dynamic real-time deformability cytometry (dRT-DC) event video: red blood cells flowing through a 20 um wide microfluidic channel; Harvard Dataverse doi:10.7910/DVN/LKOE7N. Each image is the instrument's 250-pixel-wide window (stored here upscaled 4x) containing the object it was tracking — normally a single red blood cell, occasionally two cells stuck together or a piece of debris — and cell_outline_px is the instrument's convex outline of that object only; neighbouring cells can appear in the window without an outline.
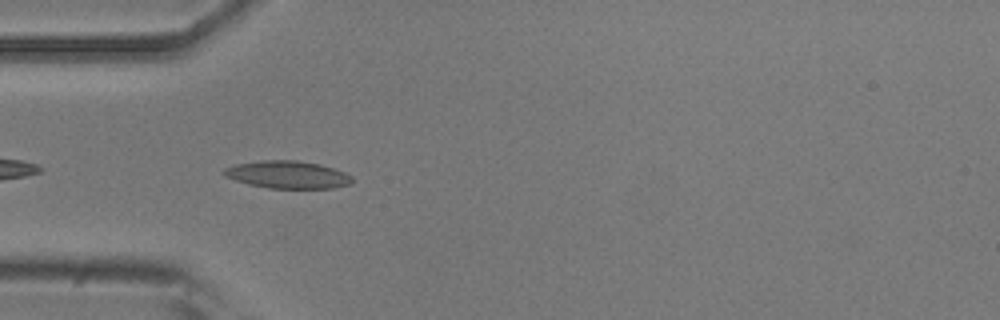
{"species": "common noctule bat (a hibernating species)", "species_latin": "Nyctalus noctula", "temperature_condition": "room temperature", "stored_images_in_passage": 39, "camera_frame_rate_fps": 3000, "um_per_image_px": 0.085, "animal": {"sex": "male", "body_mass_g": 20.5, "forearm_length_mm": 52.5}, "frame": {"image": 1, "passage_image": 3, "time_ms": 0.667, "image_size_px": [1000, 320], "cell_outline_px": [[352, 180], [348, 184], [332, 188], [268, 188], [248, 184], [224, 176], [220, 172], [224, 168], [236, 164], [260, 160], [296, 160], [320, 164], [344, 172], [352, 176]], "centroid_in_image_um": [24.39, 14.84], "position_along_channel_um": 60.6, "area_um2": 20.52}}
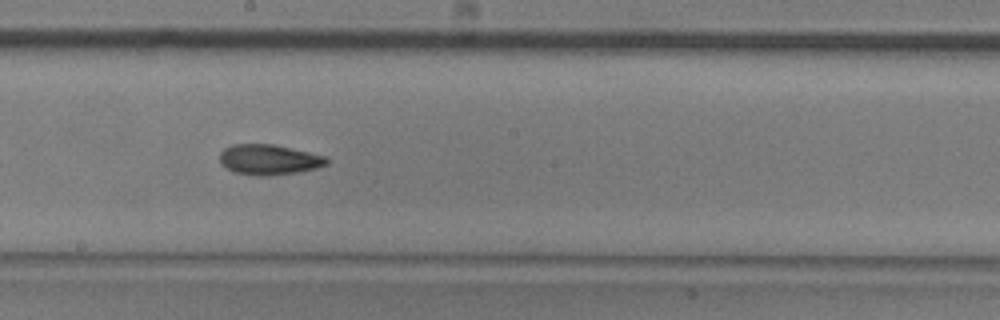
{"frame": {"image": 2, "passage_image": 16, "time_ms": 5.0, "image_size_px": [1000, 320], "cell_outline_px": [[328, 164], [316, 168], [300, 172], [268, 176], [256, 176], [236, 172], [220, 164], [220, 152], [224, 148], [232, 144], [272, 144], [328, 156]], "centroid_in_image_um": [22.88, 13.57], "position_along_channel_um": 225.3, "area_um2": 19.02}}
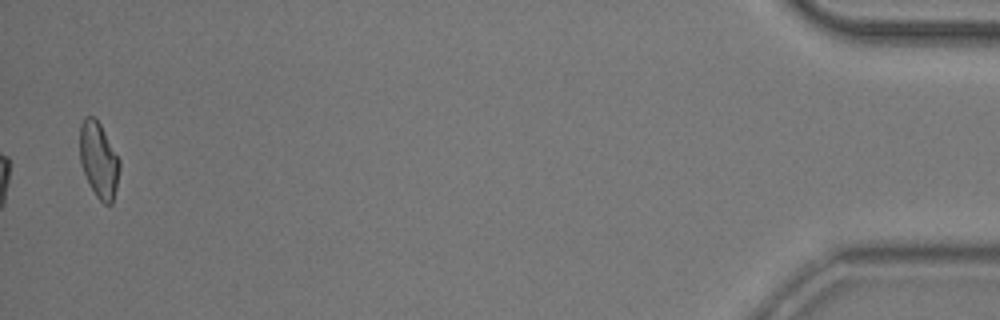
{"frame": {"image": 3, "passage_image": 39, "time_ms": 12.667, "image_size_px": [1000, 320], "cell_outline_px": [[120, 168], [116, 188], [112, 204], [104, 204], [96, 196], [88, 184], [80, 164], [80, 124], [84, 116], [96, 116], [120, 160]], "centroid_in_image_um": [8.38, 13.58], "position_along_channel_um": 426.8, "area_um2": 17.74}, "authors_computed_cell_mechanics": {"area_um2": 18.3804, "velocity_mm_per_s": 3.819, "shape_relaxation_time_tau1_ms": 6.2974, "shape_relaxation_time_tau2_ms": 5.76, "deformation_change_tau1": 0.1577, "deformation_change_tau2": 0.1302}}